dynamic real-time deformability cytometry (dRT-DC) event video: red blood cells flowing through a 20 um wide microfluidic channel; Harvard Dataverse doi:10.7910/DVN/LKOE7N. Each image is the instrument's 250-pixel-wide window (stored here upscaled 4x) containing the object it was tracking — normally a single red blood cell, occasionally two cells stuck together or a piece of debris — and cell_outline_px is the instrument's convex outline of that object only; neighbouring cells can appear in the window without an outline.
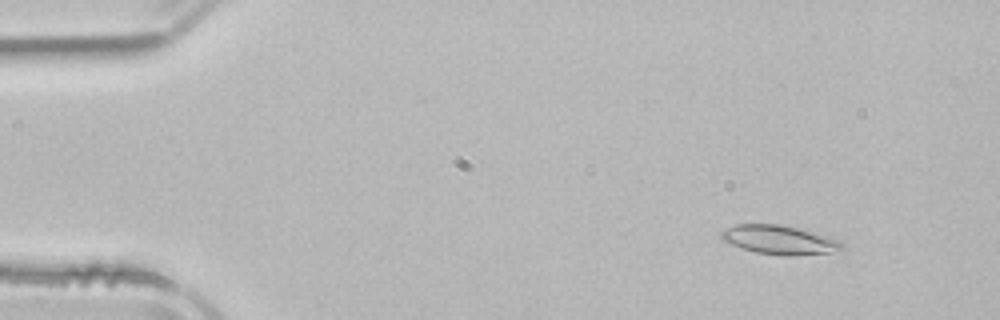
{"species": "common noctule bat (a hibernating species)", "species_latin": "Nyctalus noctula", "temperature_condition": "room temperature", "stored_images_in_passage": 53, "camera_frame_rate_fps": 3000, "um_per_image_px": 0.085, "animal": {"sex": "male", "body_mass_g": 21.5, "forearm_length_mm": 52.0}, "frame": {"image": 1, "passage_image": 6, "time_ms": 1.667, "image_size_px": [1000, 320], "cell_outline_px": [[844, 248], [832, 252], [796, 256], [784, 256], [756, 252], [740, 248], [724, 240], [720, 236], [720, 232], [736, 224], [784, 224], [812, 232], [836, 240], [844, 244]], "centroid_in_image_um": [66.23, 20.39], "position_along_channel_um": 18.8, "area_um2": 20.23}}
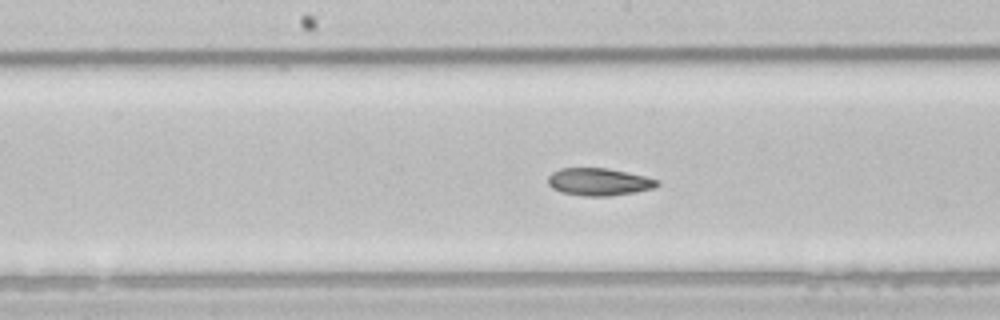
{"frame": {"image": 2, "passage_image": 27, "time_ms": 8.667, "image_size_px": [1000, 320], "cell_outline_px": [[660, 184], [656, 188], [636, 192], [612, 196], [584, 196], [560, 192], [552, 188], [548, 184], [548, 176], [552, 172], [560, 168], [604, 168], [644, 176], [660, 180]], "centroid_in_image_um": [50.91, 15.47], "position_along_channel_um": 197.3, "area_um2": 17.57}}
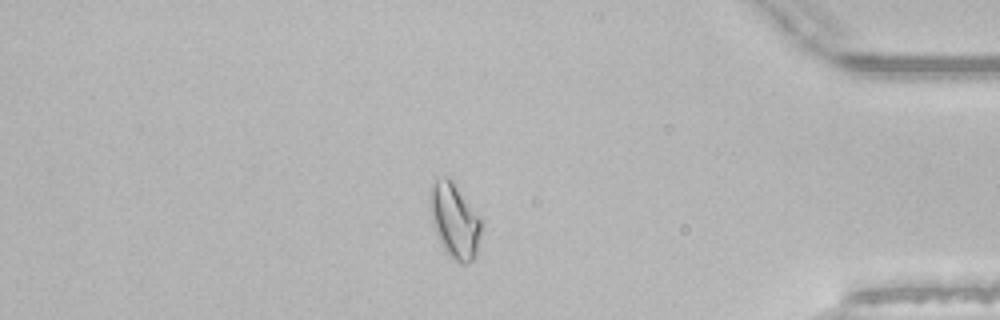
{"frame": {"image": 3, "passage_image": 45, "time_ms": 14.667, "image_size_px": [1000, 320], "cell_outline_px": [[480, 232], [476, 256], [468, 264], [460, 264], [444, 252], [432, 224], [432, 184], [436, 180], [444, 176], [448, 176], [452, 180], [480, 216]], "centroid_in_image_um": [38.66, 18.8], "position_along_channel_um": 396.5, "area_um2": 21.96}, "authors_computed_cell_mechanics": {"area_um2": 19.074, "velocity_mm_per_s": 3.8828, "shape_relaxation_time_tau1_ms": 8.8562, "shape_relaxation_time_tau2_ms": 2.5611, "deformation_change_tau1": 0.1792, "deformation_change_tau2": 0.0873}}